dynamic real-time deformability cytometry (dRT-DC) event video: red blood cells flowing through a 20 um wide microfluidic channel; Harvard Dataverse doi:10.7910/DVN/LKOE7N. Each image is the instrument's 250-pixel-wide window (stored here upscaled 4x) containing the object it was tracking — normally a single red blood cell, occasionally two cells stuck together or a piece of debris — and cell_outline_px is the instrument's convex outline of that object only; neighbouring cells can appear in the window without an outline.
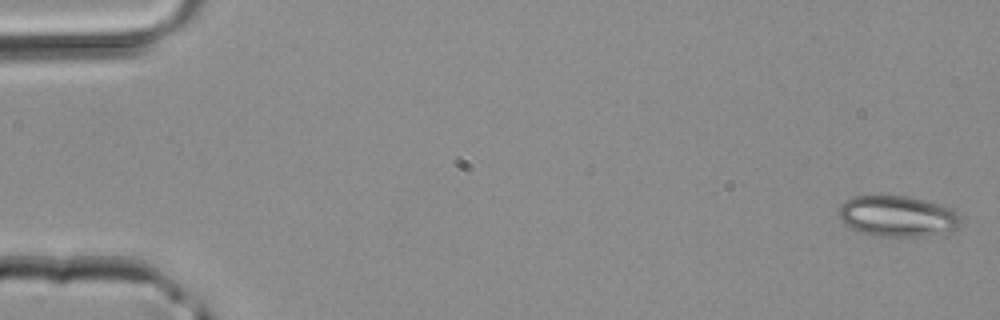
{"species": "common noctule bat (a hibernating species)", "species_latin": "Nyctalus noctula", "temperature_condition": "room temperature", "stored_images_in_passage": 44, "camera_frame_rate_fps": 3000, "um_per_image_px": 0.085, "animal": {"sex": "male", "body_mass_g": 20.4}, "frame": {"image": 1, "passage_image": 1, "time_ms": 0.0, "image_size_px": [1000, 320], "cell_outline_px": [[960, 224], [952, 232], [920, 236], [884, 236], [864, 232], [852, 228], [844, 224], [840, 220], [836, 212], [840, 204], [844, 200], [852, 196], [908, 196], [940, 204], [960, 212]], "centroid_in_image_um": [76.28, 18.36], "position_along_channel_um": 8.7, "area_um2": 29.25}}
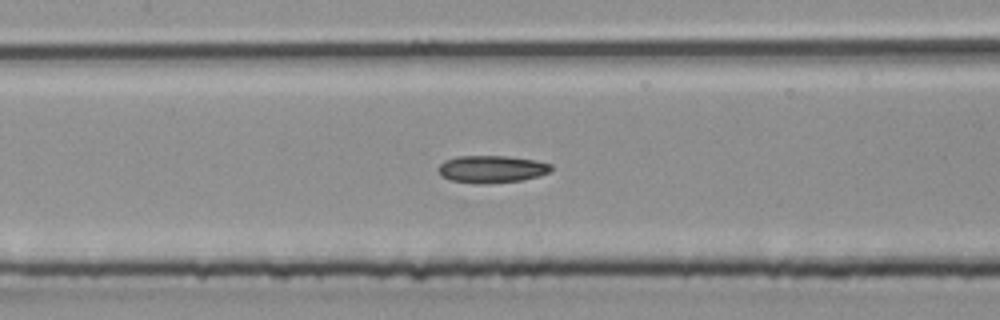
{"frame": {"image": 2, "passage_image": 21, "time_ms": 6.667, "image_size_px": [1000, 320], "cell_outline_px": [[552, 168], [548, 172], [540, 176], [520, 180], [452, 180], [440, 176], [436, 168], [444, 160], [456, 156], [508, 156], [536, 160], [552, 164]], "centroid_in_image_um": [41.8, 14.3], "position_along_channel_um": 165.6, "area_um2": 17.05}}
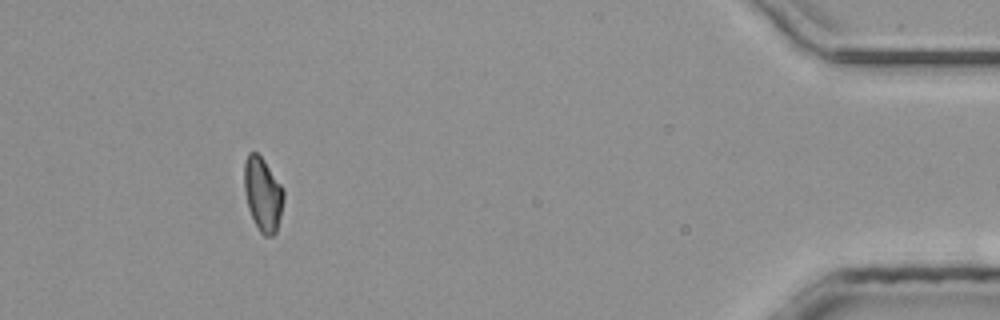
{"frame": {"image": 3, "passage_image": 41, "time_ms": 13.333, "image_size_px": [1000, 320], "cell_outline_px": [[284, 196], [280, 216], [276, 232], [272, 236], [264, 236], [260, 232], [248, 208], [244, 188], [244, 160], [248, 152], [256, 152], [264, 160], [284, 188]], "centroid_in_image_um": [22.33, 16.48], "position_along_channel_um": 412.9, "area_um2": 16.94}}